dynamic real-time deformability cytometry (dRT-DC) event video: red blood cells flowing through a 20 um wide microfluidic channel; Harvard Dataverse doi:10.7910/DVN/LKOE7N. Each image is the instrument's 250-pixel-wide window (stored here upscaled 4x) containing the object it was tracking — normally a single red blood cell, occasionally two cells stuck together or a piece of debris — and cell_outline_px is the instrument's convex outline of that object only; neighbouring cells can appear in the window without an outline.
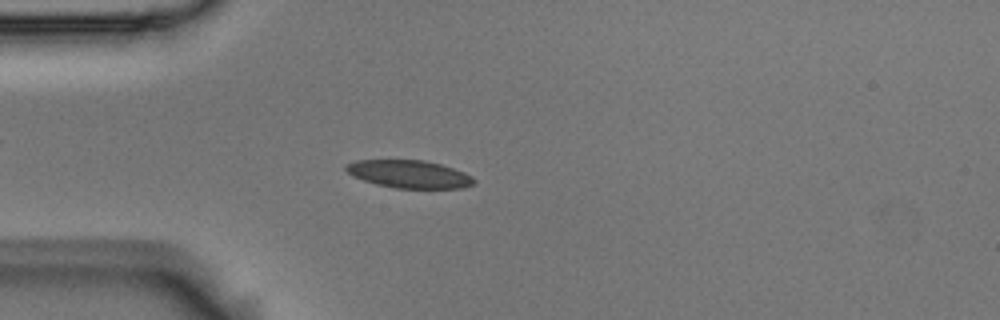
{"species": "Egyptian fruit bat (a non-hibernating species)", "species_latin": "Rousettus aegyptiacus", "temperature_condition": "room temperature", "stored_images_in_passage": 53, "camera_frame_rate_fps": 3000, "um_per_image_px": 0.085, "animal": {"sex": "male"}, "frame": {"image": 1, "passage_image": 14, "time_ms": 4.333, "image_size_px": [1000, 320], "cell_outline_px": [[476, 180], [472, 184], [464, 188], [396, 188], [376, 184], [352, 176], [344, 168], [344, 164], [356, 160], [424, 160], [440, 164], [464, 172], [472, 176]], "centroid_in_image_um": [34.76, 14.79], "position_along_channel_um": 50.2, "area_um2": 20.69}}
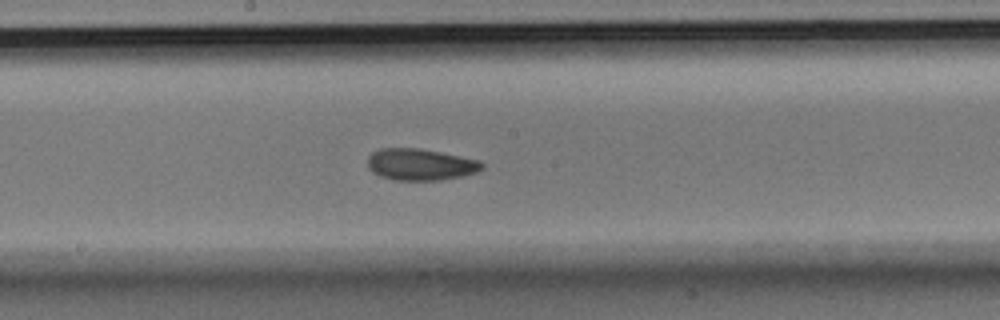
{"frame": {"image": 2, "passage_image": 28, "time_ms": 9.0, "image_size_px": [1000, 320], "cell_outline_px": [[484, 168], [476, 172], [464, 176], [440, 180], [392, 180], [380, 176], [372, 172], [368, 168], [368, 156], [372, 152], [380, 148], [420, 148], [480, 160], [484, 164]], "centroid_in_image_um": [35.73, 13.98], "position_along_channel_um": 212.5, "area_um2": 21.27}}
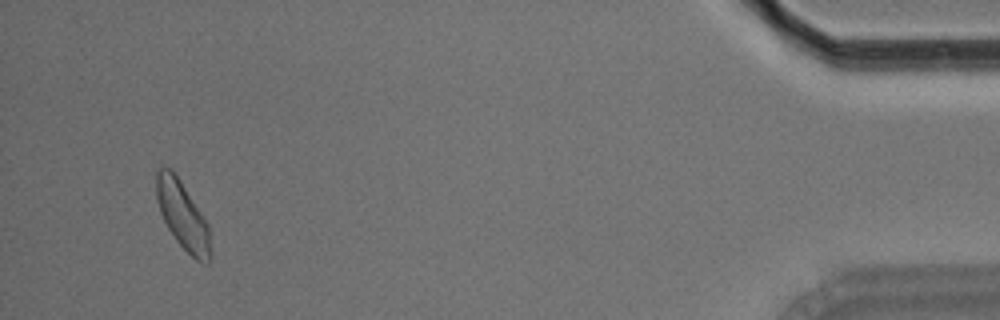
{"frame": {"image": 3, "passage_image": 51, "time_ms": 16.667, "image_size_px": [1000, 320], "cell_outline_px": [[212, 256], [208, 264], [204, 264], [196, 260], [176, 240], [168, 228], [160, 212], [156, 196], [156, 172], [160, 168], [172, 168], [180, 180], [208, 224], [212, 252]], "centroid_in_image_um": [15.54, 18.34], "position_along_channel_um": 419.7, "area_um2": 21.27}, "authors_computed_cell_mechanics": {"area_um2": 20.7502, "velocity_mm_per_s": 3.688, "shape_relaxation_time_tau1_ms": 5.296, "shape_relaxation_time_tau2_ms": 2.787, "deformation_change_tau1": 0.1039, "deformation_change_tau2": 0.0644}}